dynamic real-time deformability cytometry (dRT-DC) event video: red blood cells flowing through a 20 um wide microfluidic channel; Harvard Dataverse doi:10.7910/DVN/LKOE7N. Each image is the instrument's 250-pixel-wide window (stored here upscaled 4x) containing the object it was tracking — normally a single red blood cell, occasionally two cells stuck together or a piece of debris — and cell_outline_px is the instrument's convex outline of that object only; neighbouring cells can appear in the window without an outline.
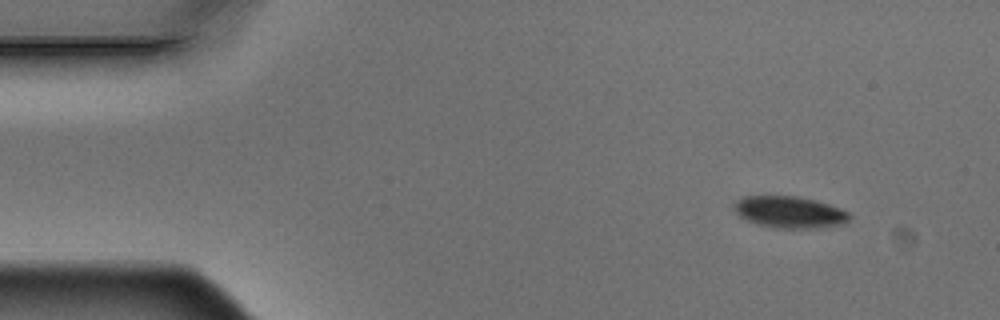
{"species": "Egyptian fruit bat (a non-hibernating species)", "species_latin": "Rousettus aegyptiacus", "temperature_condition": "warm", "stored_images_in_passage": 5, "camera_frame_rate_fps": 3000, "um_per_image_px": 0.085, "animal": {"sex": "male"}, "frame": {"image": 1, "passage_image": 1, "time_ms": 0.0, "image_size_px": [1000, 320], "cell_outline_px": [[852, 216], [844, 224], [824, 228], [772, 228], [756, 224], [740, 216], [736, 212], [736, 204], [744, 196], [796, 196], [828, 204], [840, 208], [848, 212]], "centroid_in_image_um": [67.18, 18.05], "position_along_channel_um": 17.8, "area_um2": 21.15}}
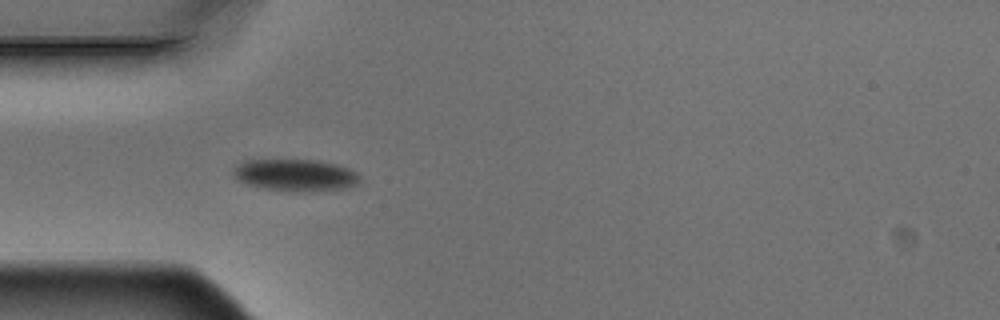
{"frame": {"image": 2, "passage_image": 4, "time_ms": 1.0, "image_size_px": [1000, 320], "cell_outline_px": [[360, 184], [344, 188], [312, 192], [264, 188], [248, 184], [236, 180], [232, 172], [232, 168], [244, 160], [316, 160], [336, 164], [348, 168], [356, 172], [360, 176]], "centroid_in_image_um": [25.12, 14.88], "position_along_channel_um": 59.9, "area_um2": 23.58}}
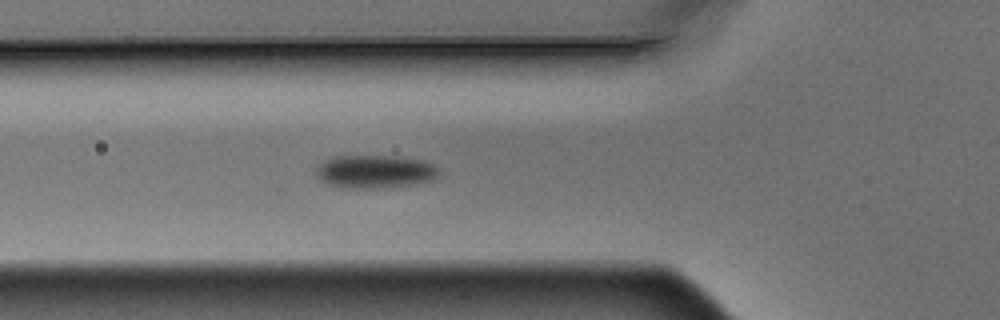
{"frame": {"image": 3, "passage_image": 5, "time_ms": 1.333, "image_size_px": [1000, 320], "cell_outline_px": [[440, 172], [436, 180], [416, 184], [380, 188], [340, 188], [328, 184], [320, 180], [316, 176], [316, 168], [324, 160], [332, 156], [400, 156], [424, 160], [440, 168]], "centroid_in_image_um": [31.91, 14.59], "position_along_channel_um": 93.9, "area_um2": 24.28}}